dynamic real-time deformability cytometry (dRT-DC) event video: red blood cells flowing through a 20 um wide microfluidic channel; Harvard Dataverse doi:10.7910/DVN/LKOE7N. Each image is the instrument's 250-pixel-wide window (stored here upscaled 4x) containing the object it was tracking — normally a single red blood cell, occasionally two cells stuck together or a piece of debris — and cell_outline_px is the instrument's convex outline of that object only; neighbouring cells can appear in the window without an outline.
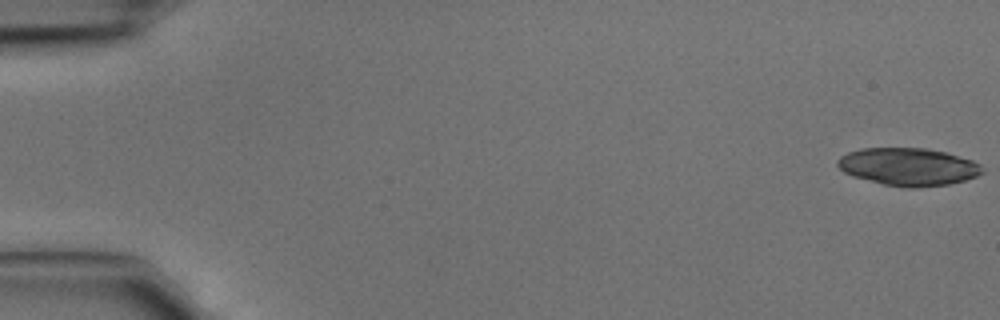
{"species": "common noctule bat (a hibernating species)", "species_latin": "Nyctalus noctula", "temperature_condition": "cold", "stored_images_in_passage": 45, "camera_frame_rate_fps": 3000, "um_per_image_px": 0.085, "animal": {"sex": "male", "body_mass_g": 15.6}, "frame": {"image": 1, "passage_image": 1, "time_ms": 0.0, "image_size_px": [1000, 320], "cell_outline_px": [[984, 172], [976, 176], [964, 180], [948, 184], [912, 188], [884, 184], [852, 176], [844, 172], [836, 164], [836, 160], [840, 156], [848, 152], [860, 148], [928, 148], [948, 152], [972, 160], [980, 164]], "centroid_in_image_um": [77.2, 14.16], "position_along_channel_um": 7.8, "area_um2": 31.79}}